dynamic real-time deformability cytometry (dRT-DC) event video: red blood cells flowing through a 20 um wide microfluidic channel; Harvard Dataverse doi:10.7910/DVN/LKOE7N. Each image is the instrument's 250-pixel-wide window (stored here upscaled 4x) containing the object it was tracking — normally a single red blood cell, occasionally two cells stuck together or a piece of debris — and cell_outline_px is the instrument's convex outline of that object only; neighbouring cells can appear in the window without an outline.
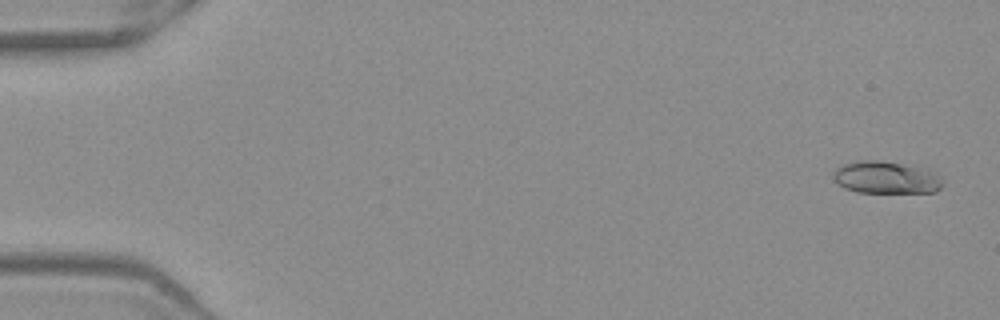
{"species": "Egyptian fruit bat (a non-hibernating species)", "species_latin": "Rousettus aegyptiacus", "temperature_condition": "warm", "stored_images_in_passage": 50, "camera_frame_rate_fps": 3000, "um_per_image_px": 0.085, "frame": {"image": 1, "passage_image": 2, "time_ms": 0.333, "image_size_px": [1000, 320], "cell_outline_px": [[944, 184], [936, 192], [856, 192], [844, 188], [832, 180], [832, 172], [840, 164], [856, 160], [880, 160], [928, 168], [936, 172], [944, 180]], "centroid_in_image_um": [75.31, 15.07], "position_along_channel_um": 9.7, "area_um2": 21.21}}
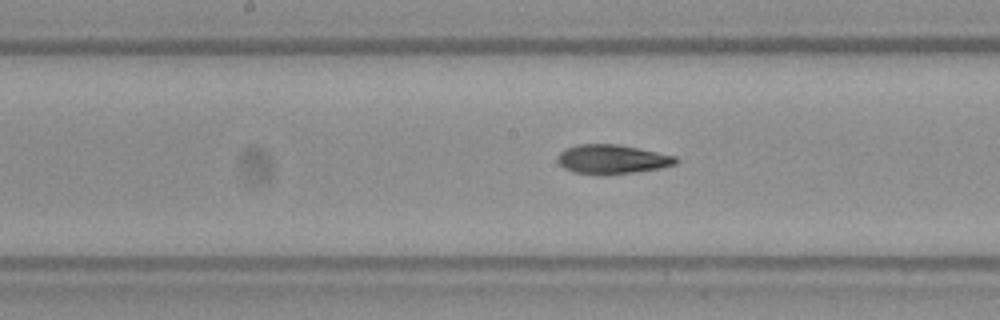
{"frame": {"image": 2, "passage_image": 27, "time_ms": 8.667, "image_size_px": [1000, 320], "cell_outline_px": [[680, 160], [676, 164], [660, 168], [632, 172], [572, 172], [564, 168], [556, 160], [556, 156], [564, 148], [576, 144], [616, 144], [676, 156]], "centroid_in_image_um": [52.01, 13.49], "position_along_channel_um": 196.2, "area_um2": 19.48}}
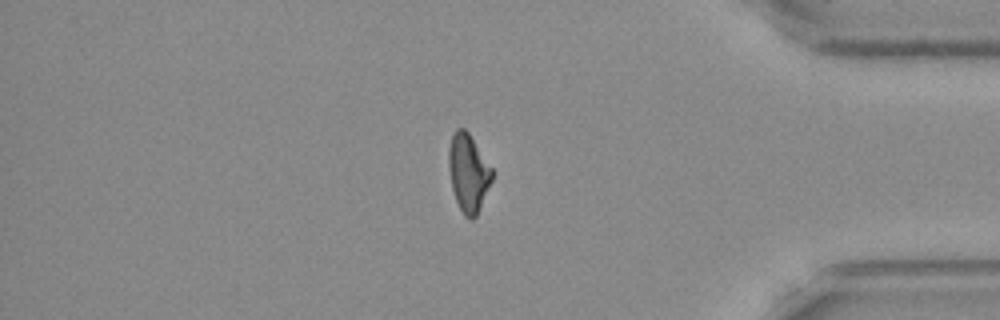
{"frame": {"image": 3, "passage_image": 44, "time_ms": 14.333, "image_size_px": [1000, 320], "cell_outline_px": [[492, 180], [476, 216], [472, 220], [468, 220], [464, 216], [456, 200], [452, 188], [448, 168], [448, 148], [452, 136], [456, 128], [464, 128], [468, 132], [492, 168]], "centroid_in_image_um": [39.79, 14.69], "position_along_channel_um": 395.4, "area_um2": 19.54}}